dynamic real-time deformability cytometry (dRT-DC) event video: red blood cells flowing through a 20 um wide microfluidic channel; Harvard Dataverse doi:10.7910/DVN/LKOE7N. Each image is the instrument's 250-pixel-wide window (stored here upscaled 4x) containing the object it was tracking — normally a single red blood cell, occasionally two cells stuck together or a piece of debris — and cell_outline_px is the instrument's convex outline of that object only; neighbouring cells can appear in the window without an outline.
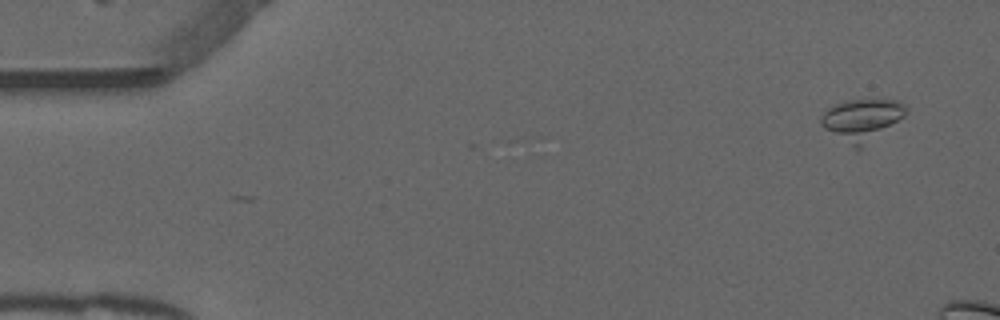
{"species": "common noctule bat (a hibernating species)", "species_latin": "Nyctalus noctula", "temperature_condition": "warm", "stored_images_in_passage": 8, "camera_frame_rate_fps": 3000, "um_per_image_px": 0.085, "animal": {"sex": "male", "forearm_length_mm": 52.5}, "frame": {"image": 1, "passage_image": 1, "time_ms": 0.0, "image_size_px": [1000, 320], "cell_outline_px": [[908, 108], [904, 116], [860, 148], [856, 148], [824, 128], [820, 124], [820, 116], [828, 108], [836, 104], [848, 100], [896, 100], [904, 104]], "centroid_in_image_um": [73.24, 10.15], "position_along_channel_um": 11.8, "area_um2": 19.94}}